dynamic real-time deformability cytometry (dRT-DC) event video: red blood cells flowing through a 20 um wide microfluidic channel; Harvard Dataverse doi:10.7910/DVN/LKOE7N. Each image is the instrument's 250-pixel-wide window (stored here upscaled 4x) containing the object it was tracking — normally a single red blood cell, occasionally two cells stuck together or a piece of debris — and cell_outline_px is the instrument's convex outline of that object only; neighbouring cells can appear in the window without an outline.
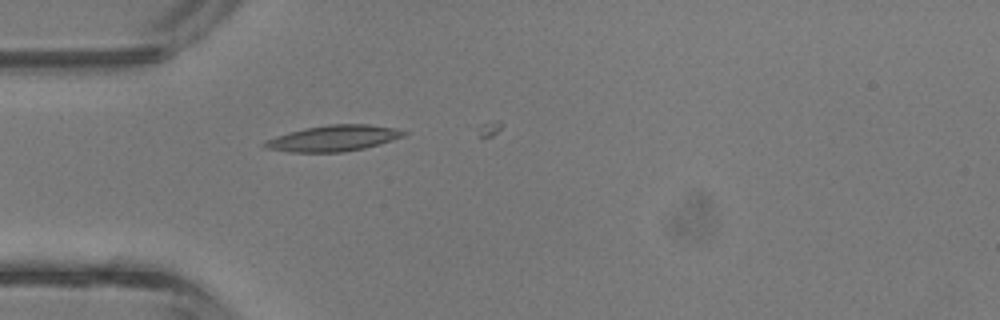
{"species": "common noctule bat (a hibernating species)", "species_latin": "Nyctalus noctula", "temperature_condition": "room temperature", "stored_images_in_passage": 4, "camera_frame_rate_fps": 3000, "um_per_image_px": 0.085, "animal": {"sex": "male", "body_mass_g": 13.3}, "frame": {"image": 1, "passage_image": 1, "time_ms": 0.0, "image_size_px": [1000, 320], "cell_outline_px": [[408, 132], [404, 136], [364, 148], [344, 152], [288, 152], [264, 148], [260, 144], [264, 140], [288, 132], [304, 128], [328, 124], [368, 124], [396, 128]], "centroid_in_image_um": [28.28, 11.75], "position_along_channel_um": 56.7, "area_um2": 21.15}}